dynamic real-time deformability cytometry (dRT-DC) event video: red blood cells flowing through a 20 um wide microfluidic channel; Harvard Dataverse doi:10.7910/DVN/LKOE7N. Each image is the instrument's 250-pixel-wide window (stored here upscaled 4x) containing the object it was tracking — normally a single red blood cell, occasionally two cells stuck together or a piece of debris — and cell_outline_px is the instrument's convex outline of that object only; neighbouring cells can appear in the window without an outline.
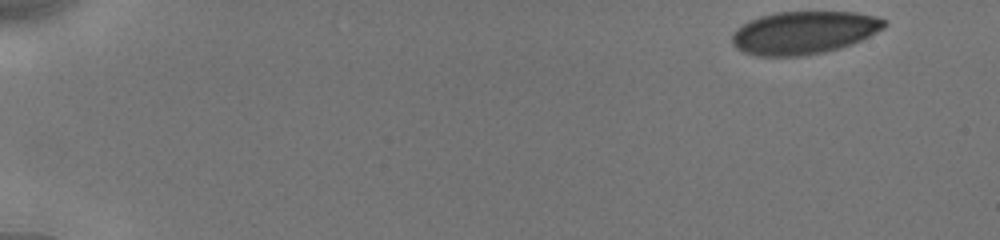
{"species": "human", "species_latin": "Homo sapiens", "temperature_condition": "cold", "stored_images_in_passage": 12, "camera_frame_rate_fps": 3000, "um_per_image_px": 0.085, "donor": {"sex": "male"}, "frame": {"image": 1, "passage_image": 1, "time_ms": 0.0, "image_size_px": [1000, 240], "cell_outline_px": [[888, 24], [884, 28], [852, 44], [840, 48], [824, 52], [800, 56], [756, 56], [744, 52], [736, 48], [732, 44], [732, 32], [740, 24], [748, 20], [760, 16], [776, 12], [856, 12], [872, 16], [884, 20]], "centroid_in_image_um": [68.27, 2.77], "position_along_channel_um": 16.7, "area_um2": 38.09}}
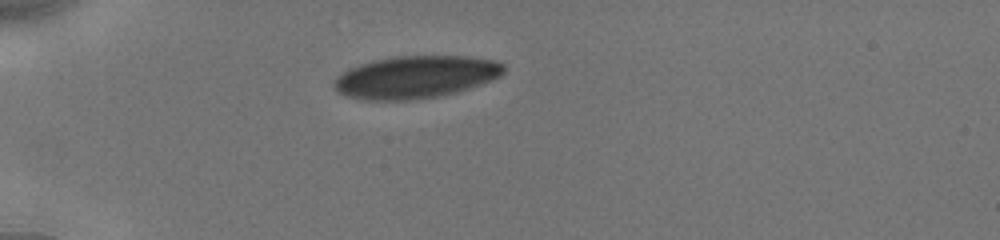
{"frame": {"image": 2, "passage_image": 9, "time_ms": 4.0, "image_size_px": [1000, 240], "cell_outline_px": [[504, 72], [500, 76], [492, 80], [456, 92], [436, 96], [412, 100], [364, 100], [344, 96], [332, 84], [336, 76], [348, 68], [372, 60], [396, 56], [468, 56], [496, 60], [504, 64]], "centroid_in_image_um": [35.31, 6.54], "position_along_channel_um": 49.7, "area_um2": 42.08}}
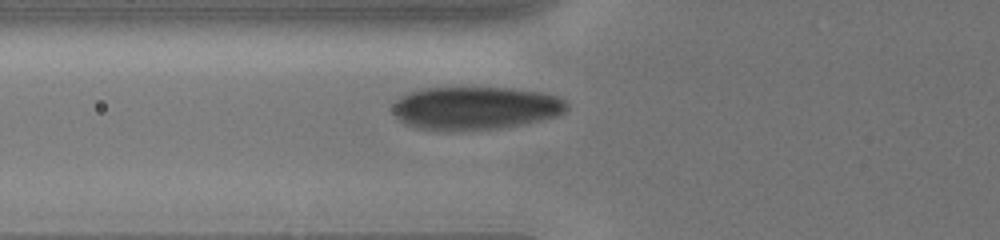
{"frame": {"image": 3, "passage_image": 12, "time_ms": 5.667, "image_size_px": [1000, 240], "cell_outline_px": [[568, 108], [564, 112], [556, 116], [544, 120], [524, 124], [500, 128], [416, 128], [404, 124], [396, 116], [392, 108], [396, 100], [408, 92], [424, 88], [464, 84], [512, 88], [544, 92], [556, 96], [564, 100], [568, 104]], "centroid_in_image_um": [40.43, 9.1], "position_along_channel_um": 85.4, "area_um2": 44.27}}